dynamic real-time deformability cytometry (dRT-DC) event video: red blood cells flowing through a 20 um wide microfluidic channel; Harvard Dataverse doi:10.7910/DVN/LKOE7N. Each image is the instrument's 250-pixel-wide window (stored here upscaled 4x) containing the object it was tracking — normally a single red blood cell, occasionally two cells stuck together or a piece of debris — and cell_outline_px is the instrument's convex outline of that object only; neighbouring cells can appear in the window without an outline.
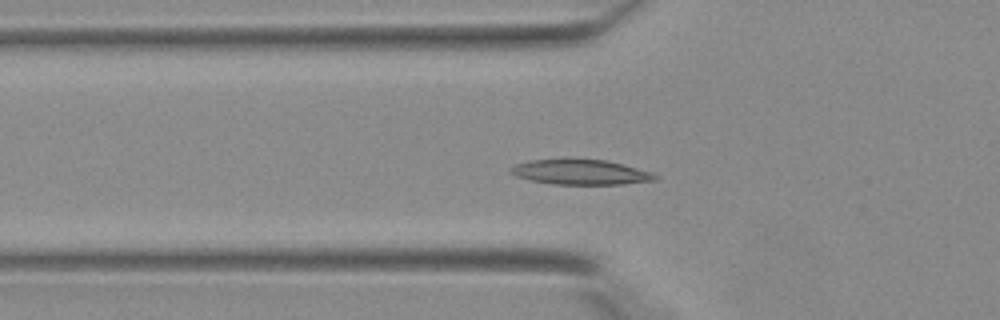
{"species": "Egyptian fruit bat (a non-hibernating species)", "species_latin": "Rousettus aegyptiacus", "temperature_condition": "warm", "stored_images_in_passage": 34, "camera_frame_rate_fps": 3000, "um_per_image_px": 0.085, "animal": {"sex": "female"}, "frame": {"image": 1, "passage_image": 13, "time_ms": 4.0, "image_size_px": [1000, 320], "cell_outline_px": [[660, 176], [656, 180], [624, 184], [552, 184], [532, 180], [516, 176], [508, 172], [516, 164], [528, 160], [604, 160], [652, 172]], "centroid_in_image_um": [49.37, 14.65], "position_along_channel_um": 76.4, "area_um2": 20.63}}
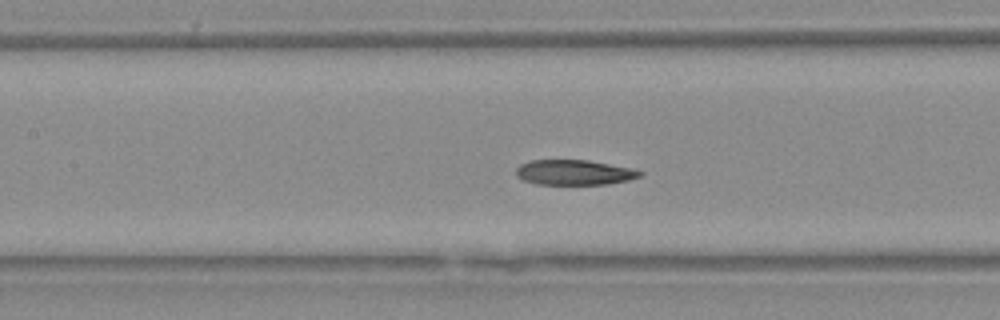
{"frame": {"image": 2, "passage_image": 18, "time_ms": 5.667, "image_size_px": [1000, 320], "cell_outline_px": [[644, 172], [640, 176], [628, 180], [608, 184], [536, 184], [524, 180], [516, 176], [516, 168], [520, 164], [532, 160], [588, 160], [628, 168]], "centroid_in_image_um": [48.76, 14.66], "position_along_channel_um": 158.6, "area_um2": 17.92}}
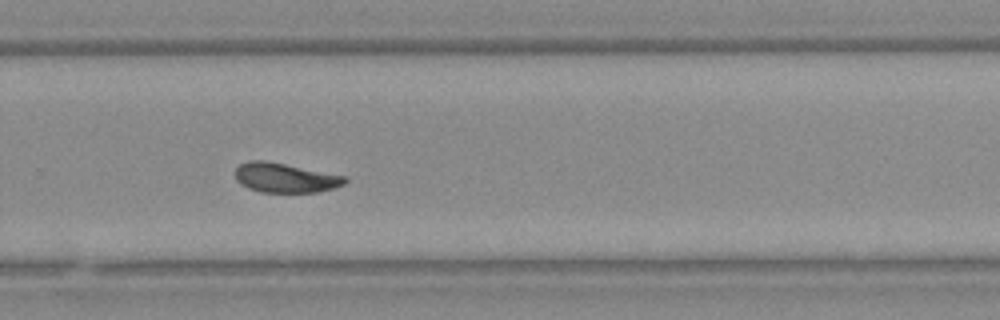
{"frame": {"image": 3, "passage_image": 27, "time_ms": 8.667, "image_size_px": [1000, 320], "cell_outline_px": [[348, 180], [344, 184], [336, 188], [320, 192], [260, 192], [248, 188], [240, 184], [236, 180], [236, 168], [240, 164], [248, 160], [264, 160], [348, 176]], "centroid_in_image_um": [24.27, 15.11], "position_along_channel_um": 305.5, "area_um2": 19.07}}